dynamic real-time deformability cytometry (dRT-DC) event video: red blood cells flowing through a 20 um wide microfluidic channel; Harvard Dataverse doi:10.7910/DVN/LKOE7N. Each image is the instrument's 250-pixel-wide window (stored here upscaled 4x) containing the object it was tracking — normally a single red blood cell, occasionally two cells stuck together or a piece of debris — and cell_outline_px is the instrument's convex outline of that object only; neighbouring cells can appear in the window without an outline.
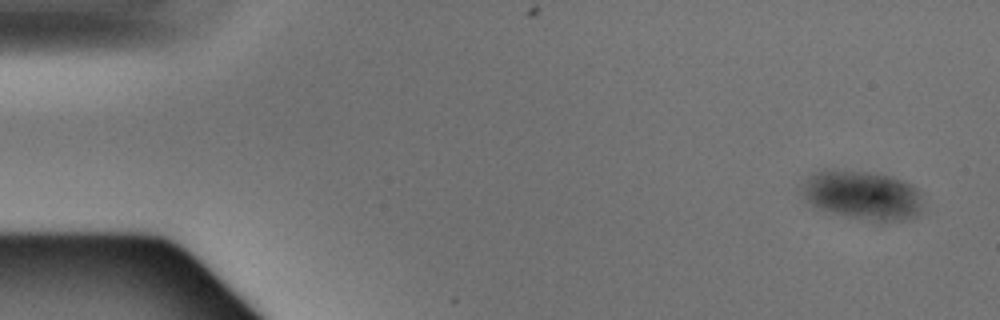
{"species": "Egyptian fruit bat (a non-hibernating species)", "species_latin": "Rousettus aegyptiacus", "temperature_condition": "warm", "stored_images_in_passage": 4, "camera_frame_rate_fps": 3000, "um_per_image_px": 0.085, "animal": {"sex": "male"}, "frame": {"image": 1, "passage_image": 1, "time_ms": 0.0, "image_size_px": [1000, 320], "cell_outline_px": [[920, 212], [916, 216], [884, 224], [876, 224], [844, 216], [820, 208], [812, 204], [804, 196], [804, 184], [808, 176], [816, 172], [832, 168], [868, 172], [892, 176], [912, 184], [920, 192]], "centroid_in_image_um": [73.35, 16.61], "position_along_channel_um": 11.6, "area_um2": 34.91}}
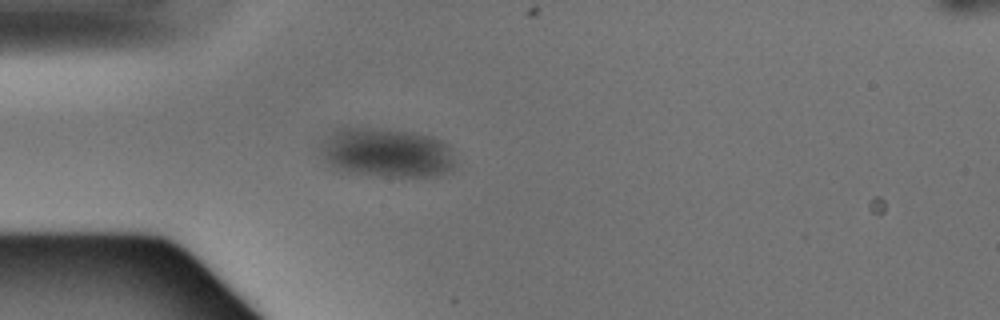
{"frame": {"image": 2, "passage_image": 4, "time_ms": 1.0, "image_size_px": [1000, 320], "cell_outline_px": [[456, 164], [452, 172], [436, 176], [388, 176], [348, 172], [332, 168], [324, 160], [320, 152], [320, 144], [336, 128], [388, 128], [416, 132], [440, 140], [448, 144], [452, 148]], "centroid_in_image_um": [32.9, 12.97], "position_along_channel_um": 52.1, "area_um2": 39.3}}